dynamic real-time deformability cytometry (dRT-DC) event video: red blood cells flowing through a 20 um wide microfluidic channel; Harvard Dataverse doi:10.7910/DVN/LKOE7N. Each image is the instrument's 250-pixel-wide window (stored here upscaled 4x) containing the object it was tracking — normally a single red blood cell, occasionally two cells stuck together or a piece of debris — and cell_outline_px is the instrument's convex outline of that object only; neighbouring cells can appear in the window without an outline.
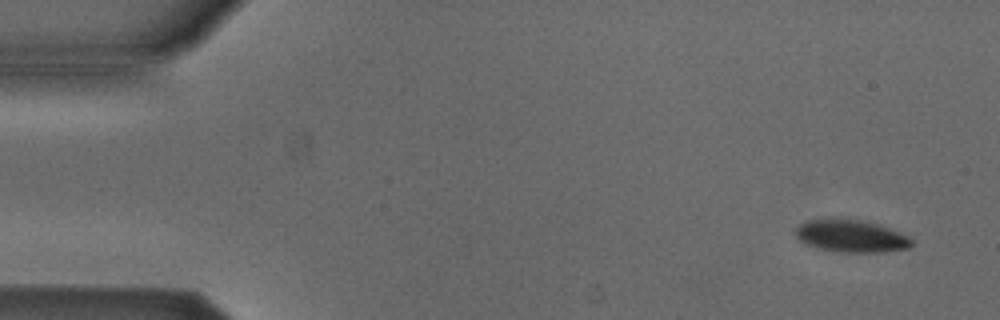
{"species": "Egyptian fruit bat (a non-hibernating species)", "species_latin": "Rousettus aegyptiacus", "temperature_condition": "cold", "stored_images_in_passage": 5, "camera_frame_rate_fps": 3000, "um_per_image_px": 0.085, "animal": {"sex": "male"}, "frame": {"image": 1, "passage_image": 1, "time_ms": 0.0, "image_size_px": [1000, 320], "cell_outline_px": [[912, 244], [908, 248], [884, 252], [840, 252], [816, 248], [804, 244], [796, 236], [796, 228], [800, 224], [808, 220], [832, 216], [836, 216], [860, 220], [876, 224], [888, 228], [908, 236], [912, 240]], "centroid_in_image_um": [72.28, 20.04], "position_along_channel_um": 12.7, "area_um2": 22.25}}
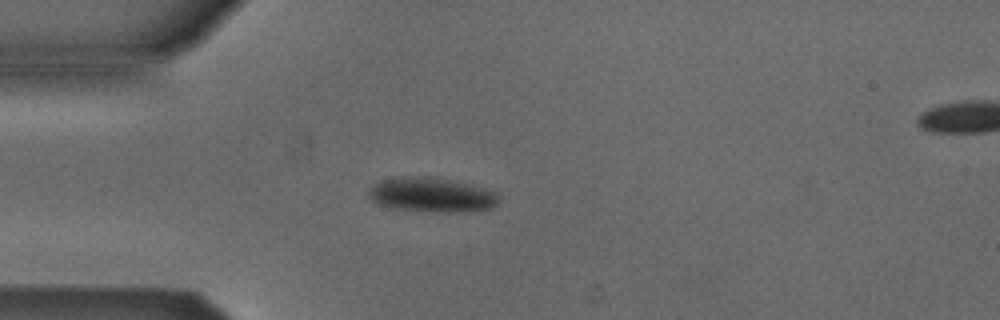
{"frame": {"image": 2, "passage_image": 4, "time_ms": 1.0, "image_size_px": [1000, 320], "cell_outline_px": [[500, 200], [492, 208], [472, 212], [440, 212], [392, 208], [380, 204], [372, 200], [368, 196], [368, 192], [376, 184], [384, 180], [404, 176], [428, 176], [468, 184], [484, 188], [496, 192], [500, 196]], "centroid_in_image_um": [36.76, 16.58], "position_along_channel_um": 48.2, "area_um2": 26.01}}